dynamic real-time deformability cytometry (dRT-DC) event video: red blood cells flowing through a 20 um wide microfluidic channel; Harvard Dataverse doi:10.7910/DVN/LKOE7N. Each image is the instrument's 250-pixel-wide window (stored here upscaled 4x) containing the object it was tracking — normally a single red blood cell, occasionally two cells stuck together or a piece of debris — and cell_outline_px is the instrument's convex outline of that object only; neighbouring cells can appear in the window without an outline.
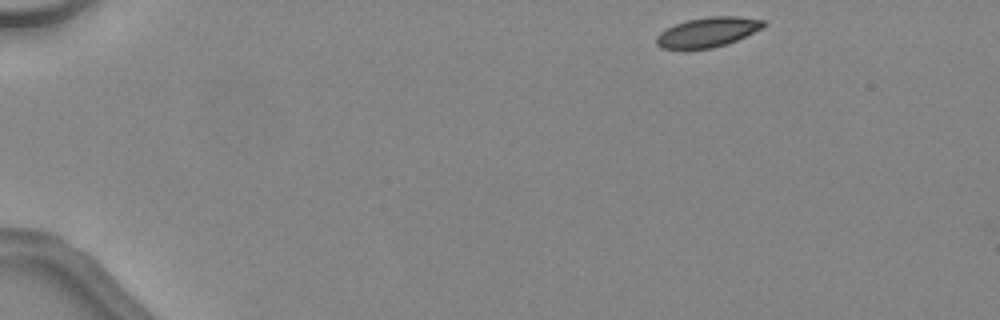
{"species": "common noctule bat (a hibernating species)", "species_latin": "Nyctalus noctula", "temperature_condition": "warm", "stored_images_in_passage": 41, "camera_frame_rate_fps": 3000, "um_per_image_px": 0.085, "animal": {"sex": "female", "body_mass_g": 24.6, "forearm_length_mm": 56.2}, "frame": {"image": 1, "passage_image": 1, "time_ms": 0.0, "image_size_px": [1000, 320], "cell_outline_px": [[764, 24], [760, 28], [728, 44], [712, 48], [660, 48], [656, 44], [656, 36], [660, 32], [676, 24], [688, 20], [712, 16], [736, 16], [764, 20]], "centroid_in_image_um": [60.12, 2.73], "position_along_channel_um": 24.9, "area_um2": 18.09}}
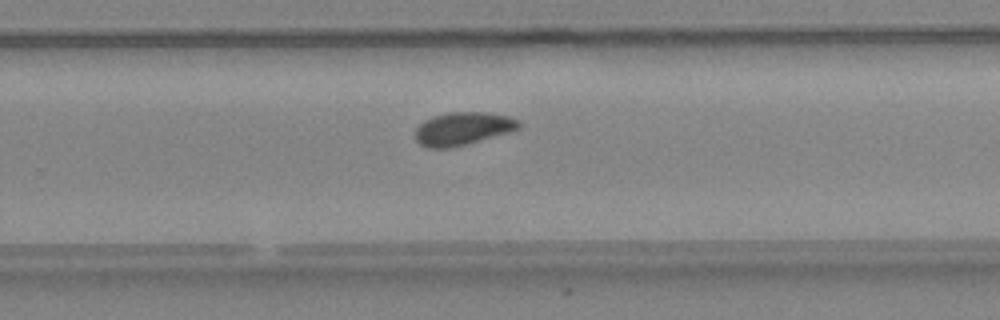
{"frame": {"image": 2, "passage_image": 26, "time_ms": 8.333, "image_size_px": [1000, 320], "cell_outline_px": [[520, 128], [508, 132], [452, 148], [428, 148], [420, 144], [416, 140], [416, 128], [424, 120], [432, 116], [452, 112], [484, 112], [508, 116], [520, 120]], "centroid_in_image_um": [39.32, 10.93], "position_along_channel_um": 290.5, "area_um2": 19.77}}
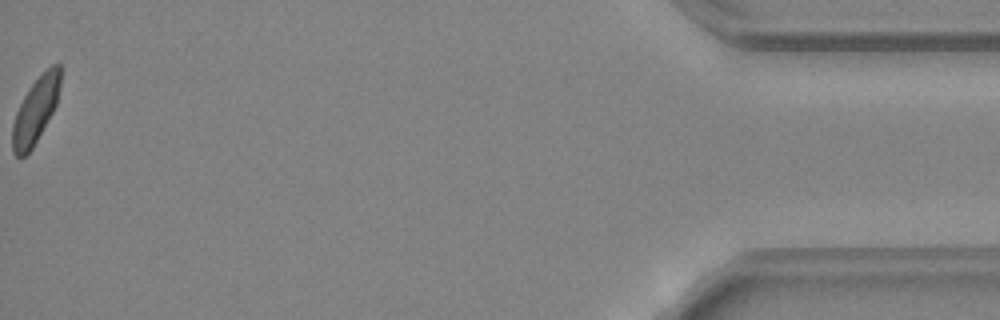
{"frame": {"image": 3, "passage_image": 41, "time_ms": 13.333, "image_size_px": [1000, 320], "cell_outline_px": [[60, 84], [56, 104], [52, 112], [32, 148], [24, 156], [16, 156], [12, 152], [12, 124], [16, 112], [28, 88], [52, 64], [60, 64]], "centroid_in_image_um": [3.0, 9.39], "position_along_channel_um": 432.2, "area_um2": 17.92}, "authors_computed_cell_mechanics": {"area_um2": 19.363, "velocity_mm_per_s": 4.5321, "shape_relaxation_time_tau1_ms": 5.4829, "shape_relaxation_time_tau2_ms": null, "deformation_change_tau1": 0.113, "deformation_change_tau2": null}}